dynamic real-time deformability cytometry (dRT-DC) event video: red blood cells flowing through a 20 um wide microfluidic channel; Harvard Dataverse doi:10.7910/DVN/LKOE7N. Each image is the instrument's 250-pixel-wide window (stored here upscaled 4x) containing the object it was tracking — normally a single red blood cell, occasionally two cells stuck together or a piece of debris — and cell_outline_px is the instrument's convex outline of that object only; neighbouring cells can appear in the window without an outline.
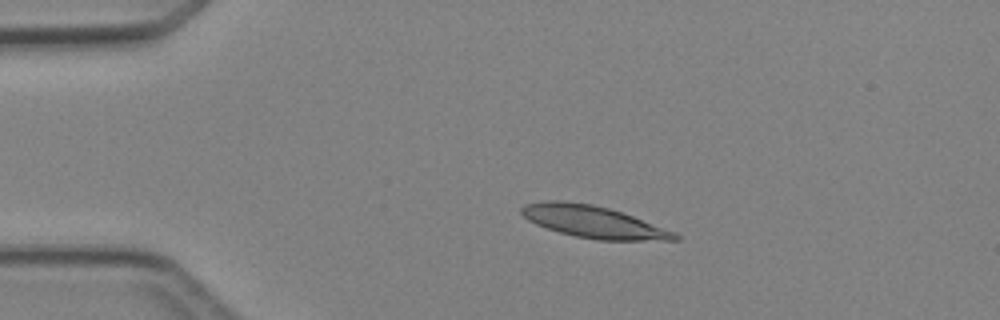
{"species": "Egyptian fruit bat (a non-hibernating species)", "species_latin": "Rousettus aegyptiacus", "temperature_condition": "cold", "stored_images_in_passage": 4, "camera_frame_rate_fps": 3000, "um_per_image_px": 0.085, "animal": {"sex": "female"}, "frame": {"image": 1, "passage_image": 3, "time_ms": 2.333, "image_size_px": [1000, 320], "cell_outline_px": [[680, 240], [596, 240], [576, 236], [560, 232], [536, 224], [528, 220], [520, 212], [520, 208], [524, 204], [544, 200], [564, 200], [592, 204], [608, 208], [632, 216], [676, 232], [680, 236]], "centroid_in_image_um": [50.41, 18.85], "position_along_channel_um": 34.6, "area_um2": 28.5}}